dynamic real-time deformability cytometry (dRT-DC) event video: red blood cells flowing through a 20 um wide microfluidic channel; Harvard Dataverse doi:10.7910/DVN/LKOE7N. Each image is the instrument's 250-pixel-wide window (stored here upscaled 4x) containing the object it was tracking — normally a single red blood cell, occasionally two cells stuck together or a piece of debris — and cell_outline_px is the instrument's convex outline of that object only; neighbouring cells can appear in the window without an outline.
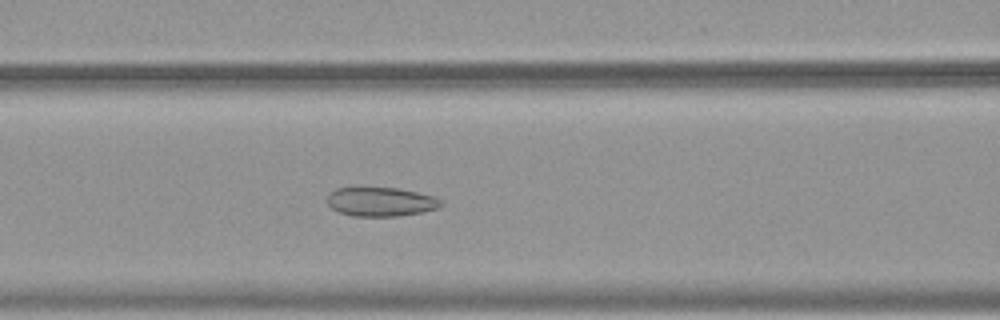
{"species": "common noctule bat (a hibernating species)", "species_latin": "Nyctalus noctula", "temperature_condition": "warm", "stored_images_in_passage": 45, "camera_frame_rate_fps": 3000, "um_per_image_px": 0.085, "animal": {"sex": "female", "body_mass_g": 19.9}, "frame": {"image": 1, "passage_image": 19, "time_ms": 6.0, "image_size_px": [1000, 320], "cell_outline_px": [[444, 204], [440, 208], [420, 212], [396, 216], [352, 216], [340, 212], [332, 208], [328, 204], [328, 196], [336, 188], [400, 188], [436, 196], [444, 200]], "centroid_in_image_um": [32.45, 17.15], "position_along_channel_um": 134.1, "area_um2": 19.31}}
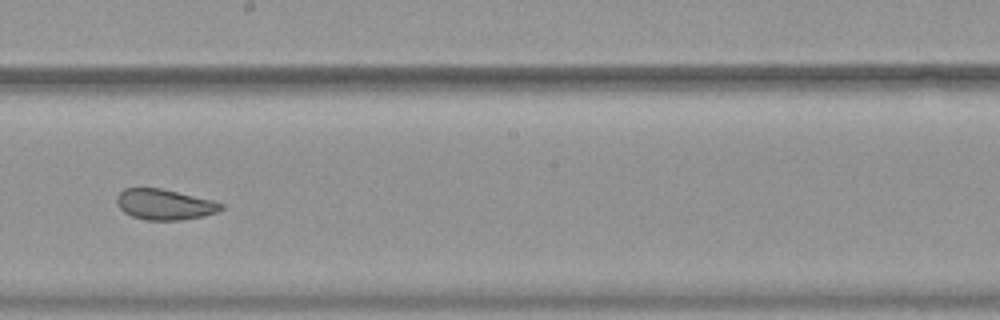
{"frame": {"image": 2, "passage_image": 27, "time_ms": 8.667, "image_size_px": [1000, 320], "cell_outline_px": [[224, 208], [220, 212], [204, 216], [180, 220], [144, 220], [132, 216], [124, 212], [116, 204], [116, 196], [124, 188], [160, 188], [212, 200], [224, 204]], "centroid_in_image_um": [13.99, 17.39], "position_along_channel_um": 234.2, "area_um2": 18.73}}
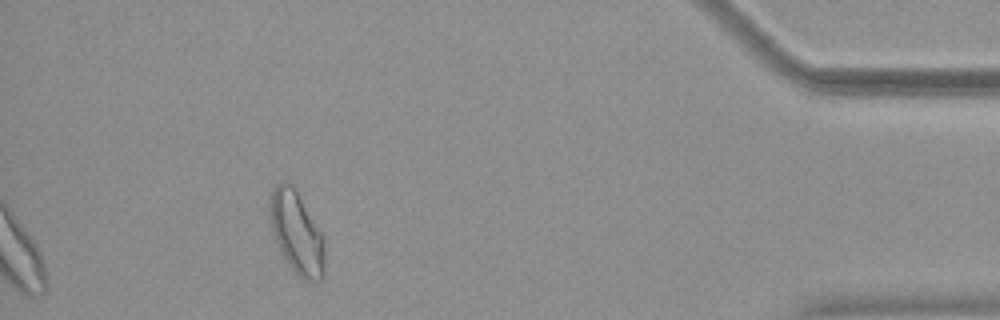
{"frame": {"image": 3, "passage_image": 45, "time_ms": 14.667, "image_size_px": [1000, 320], "cell_outline_px": [[324, 276], [320, 280], [304, 280], [288, 264], [280, 252], [272, 232], [268, 204], [268, 200], [272, 188], [276, 184], [284, 180], [288, 180], [296, 188], [324, 236]], "centroid_in_image_um": [25.2, 19.71], "position_along_channel_um": 410.0, "area_um2": 26.82}, "authors_computed_cell_mechanics": {"area_um2": 24.1604, "velocity_mm_per_s": 3.7583, "shape_relaxation_time_tau1_ms": null, "shape_relaxation_time_tau2_ms": 1.7967, "deformation_change_tau1": null, "deformation_change_tau2": 0.0689}}